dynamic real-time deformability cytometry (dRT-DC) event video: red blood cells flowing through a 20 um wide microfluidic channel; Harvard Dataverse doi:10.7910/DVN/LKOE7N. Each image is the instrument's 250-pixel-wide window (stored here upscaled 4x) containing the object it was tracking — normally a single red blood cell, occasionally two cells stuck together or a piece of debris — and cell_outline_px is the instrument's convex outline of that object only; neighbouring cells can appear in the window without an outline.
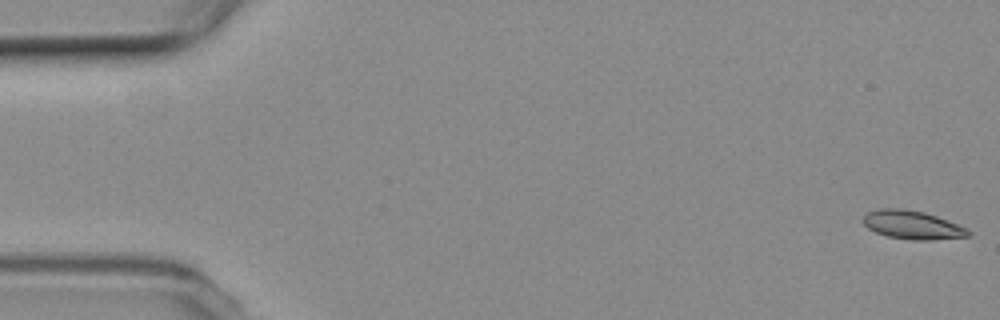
{"species": "common noctule bat (a hibernating species)", "species_latin": "Nyctalus noctula", "temperature_condition": "room temperature", "stored_images_in_passage": 55, "camera_frame_rate_fps": 3000, "um_per_image_px": 0.085, "animal": {"sex": "female", "body_mass_g": 19.3, "forearm_length_mm": 54.1}, "frame": {"image": 1, "passage_image": 1, "time_ms": 0.0, "image_size_px": [1000, 320], "cell_outline_px": [[972, 232], [968, 236], [932, 240], [912, 240], [888, 236], [876, 232], [868, 228], [864, 224], [864, 216], [868, 212], [880, 208], [904, 208], [924, 212], [936, 216], [968, 228]], "centroid_in_image_um": [77.57, 19.11], "position_along_channel_um": 7.4, "area_um2": 17.4}}
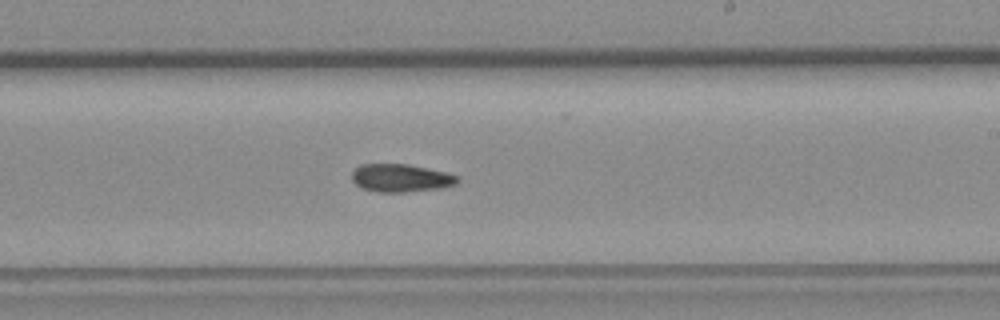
{"frame": {"image": 2, "passage_image": 32, "time_ms": 10.333, "image_size_px": [1000, 320], "cell_outline_px": [[460, 180], [456, 184], [440, 188], [404, 192], [376, 192], [360, 188], [352, 180], [352, 172], [360, 164], [408, 164], [448, 172], [460, 176]], "centroid_in_image_um": [34.09, 15.13], "position_along_channel_um": 254.9, "area_um2": 17.4}}
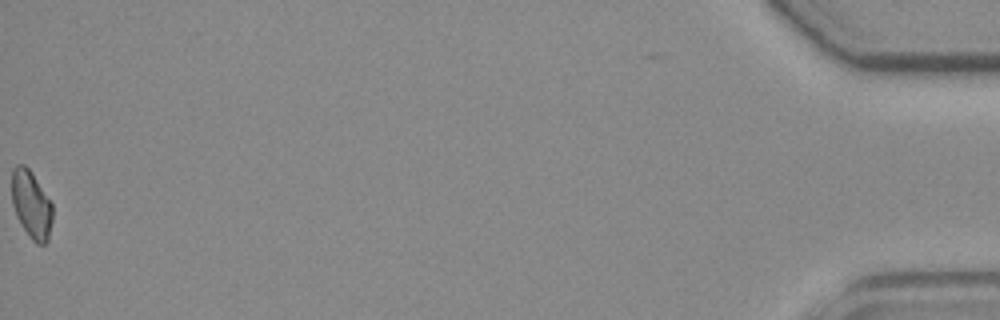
{"frame": {"image": 3, "passage_image": 55, "time_ms": 18.0, "image_size_px": [1000, 320], "cell_outline_px": [[52, 220], [48, 240], [44, 244], [36, 244], [32, 240], [20, 224], [16, 216], [12, 204], [12, 168], [16, 164], [24, 164], [32, 172], [52, 204]], "centroid_in_image_um": [2.65, 17.38], "position_along_channel_um": 432.6, "area_um2": 16.13}}